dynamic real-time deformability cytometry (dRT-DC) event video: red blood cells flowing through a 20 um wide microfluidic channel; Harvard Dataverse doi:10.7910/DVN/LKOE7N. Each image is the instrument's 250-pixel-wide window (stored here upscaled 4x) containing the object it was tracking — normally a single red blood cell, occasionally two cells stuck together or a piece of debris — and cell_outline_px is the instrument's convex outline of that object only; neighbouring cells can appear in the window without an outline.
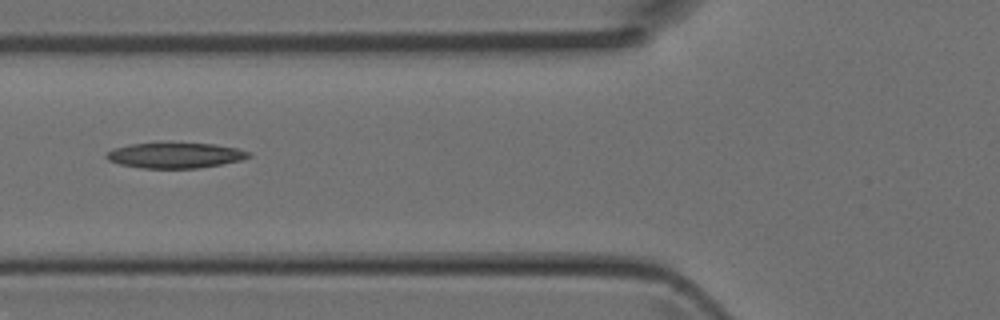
{"species": "Egyptian fruit bat (a non-hibernating species)", "species_latin": "Rousettus aegyptiacus", "temperature_condition": "room temperature", "stored_images_in_passage": 4, "camera_frame_rate_fps": 3000, "um_per_image_px": 0.085, "animal": {"sex": "female"}, "frame": {"image": 1, "passage_image": 4, "time_ms": 1.0, "image_size_px": [1000, 320], "cell_outline_px": [[252, 156], [240, 160], [220, 164], [196, 168], [144, 168], [120, 164], [108, 160], [104, 156], [112, 148], [128, 144], [216, 144], [236, 148], [252, 152]], "centroid_in_image_um": [14.88, 13.21], "position_along_channel_um": 110.9, "area_um2": 20.75}}